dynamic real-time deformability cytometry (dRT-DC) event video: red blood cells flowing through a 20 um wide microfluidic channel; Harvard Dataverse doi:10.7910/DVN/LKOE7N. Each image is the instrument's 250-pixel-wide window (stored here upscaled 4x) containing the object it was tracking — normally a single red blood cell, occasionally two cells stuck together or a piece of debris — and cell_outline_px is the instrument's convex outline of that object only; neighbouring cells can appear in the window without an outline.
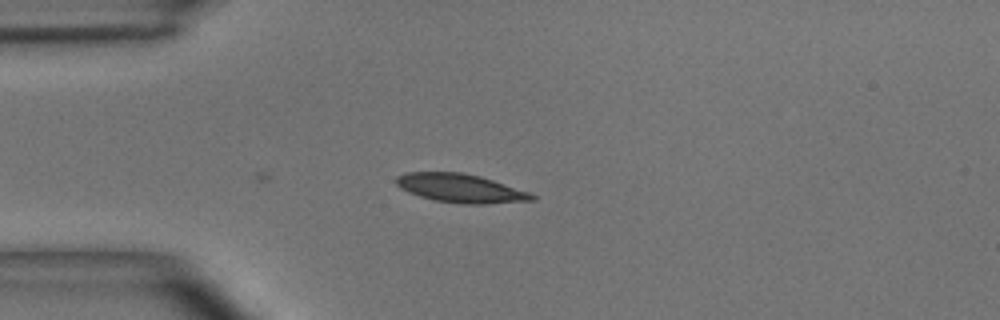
{"species": "common noctule bat (a hibernating species)", "species_latin": "Nyctalus noctula", "temperature_condition": "room temperature", "stored_images_in_passage": 8, "camera_frame_rate_fps": 3000, "um_per_image_px": 0.085, "animal": {"sex": "male", "body_mass_g": 15.6}, "frame": {"image": 1, "passage_image": 8, "time_ms": 2.333, "image_size_px": [1000, 320], "cell_outline_px": [[536, 200], [488, 204], [464, 204], [432, 200], [408, 192], [400, 188], [396, 184], [396, 176], [404, 172], [460, 172], [480, 176], [532, 192], [536, 196]], "centroid_in_image_um": [39.17, 16.0], "position_along_channel_um": 45.8, "area_um2": 22.95}}